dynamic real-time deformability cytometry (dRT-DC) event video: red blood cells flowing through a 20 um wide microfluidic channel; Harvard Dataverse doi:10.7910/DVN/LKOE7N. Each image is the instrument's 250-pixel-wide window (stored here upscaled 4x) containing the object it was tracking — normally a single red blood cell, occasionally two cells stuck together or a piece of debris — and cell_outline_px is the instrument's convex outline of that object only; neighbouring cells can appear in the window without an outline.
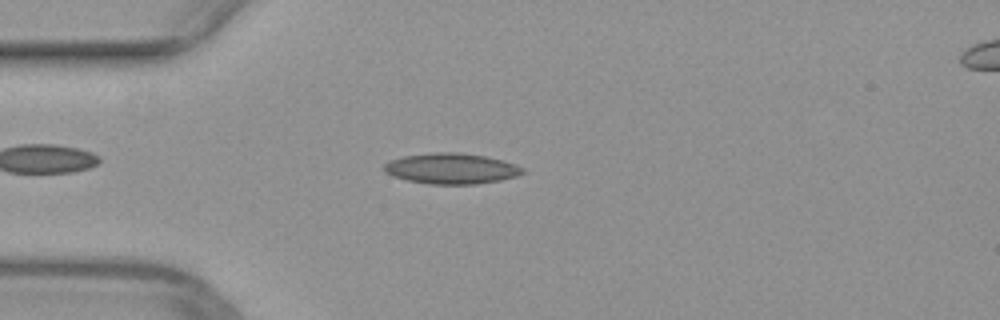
{"species": "common noctule bat (a hibernating species)", "species_latin": "Nyctalus noctula", "temperature_condition": "warm", "stored_images_in_passage": 39, "camera_frame_rate_fps": 3000, "um_per_image_px": 0.085, "animal": {"sex": "female", "body_mass_g": 29.2, "forearm_length_mm": 56.3}, "frame": {"image": 1, "passage_image": 2, "time_ms": 0.333, "image_size_px": [1000, 320], "cell_outline_px": [[528, 172], [516, 176], [500, 180], [476, 184], [428, 184], [408, 180], [392, 176], [384, 172], [384, 164], [388, 160], [404, 156], [432, 152], [456, 152], [484, 156], [516, 164], [524, 168]], "centroid_in_image_um": [38.36, 14.33], "position_along_channel_um": 46.6, "area_um2": 24.85}}
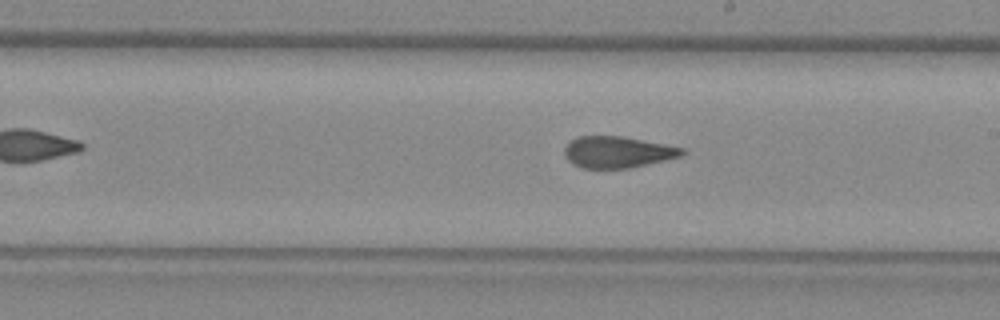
{"frame": {"image": 2, "passage_image": 17, "time_ms": 5.333, "image_size_px": [1000, 320], "cell_outline_px": [[684, 152], [680, 156], [664, 160], [628, 168], [580, 168], [572, 164], [564, 156], [564, 148], [572, 140], [580, 136], [624, 136], [684, 148]], "centroid_in_image_um": [52.45, 12.92], "position_along_channel_um": 236.6, "area_um2": 21.39}}
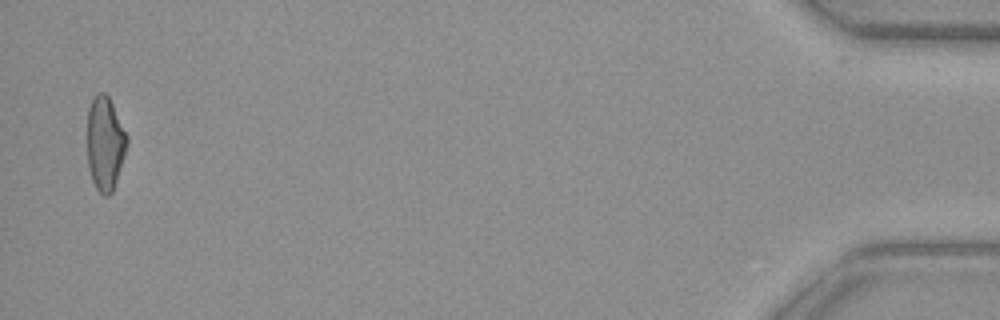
{"frame": {"image": 3, "passage_image": 38, "time_ms": 12.333, "image_size_px": [1000, 320], "cell_outline_px": [[128, 140], [124, 156], [112, 192], [108, 196], [104, 196], [96, 188], [92, 180], [88, 168], [88, 108], [92, 96], [96, 92], [104, 92], [108, 96], [128, 136]], "centroid_in_image_um": [8.92, 12.16], "position_along_channel_um": 426.3, "area_um2": 21.62}}